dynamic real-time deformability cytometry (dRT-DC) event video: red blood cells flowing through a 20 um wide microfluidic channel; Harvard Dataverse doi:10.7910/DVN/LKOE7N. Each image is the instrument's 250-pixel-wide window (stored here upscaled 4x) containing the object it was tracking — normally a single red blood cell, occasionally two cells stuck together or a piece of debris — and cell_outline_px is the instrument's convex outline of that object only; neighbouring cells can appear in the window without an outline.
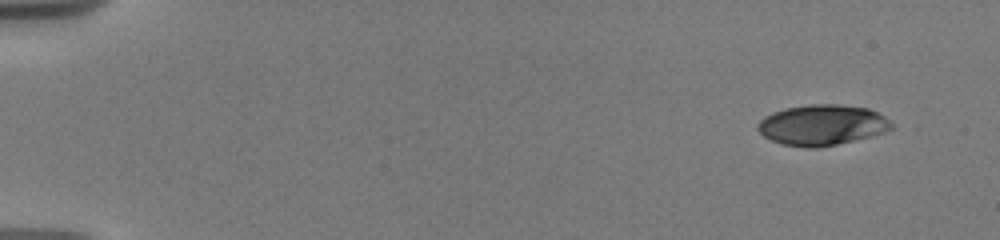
{"species": "human", "species_latin": "Homo sapiens", "temperature_condition": "warm", "stored_images_in_passage": 33, "camera_frame_rate_fps": 3000, "um_per_image_px": 0.085, "donor": {"sex": "male"}, "frame": {"image": 1, "passage_image": 1, "time_ms": 0.0, "image_size_px": [1000, 240], "cell_outline_px": [[892, 128], [884, 132], [836, 144], [816, 148], [804, 148], [784, 144], [772, 140], [764, 136], [756, 128], [756, 124], [764, 116], [772, 112], [788, 108], [808, 104], [840, 104], [868, 108], [884, 116], [892, 124]], "centroid_in_image_um": [69.84, 10.61], "position_along_channel_um": 15.2, "area_um2": 31.39}}
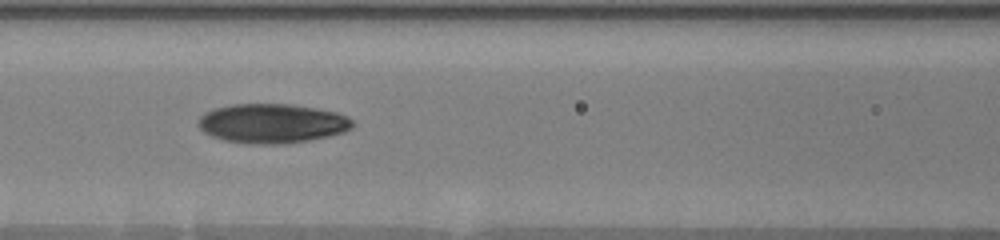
{"frame": {"image": 2, "passage_image": 26, "time_ms": 7.333, "image_size_px": [1000, 240], "cell_outline_px": [[356, 124], [352, 128], [344, 132], [328, 136], [308, 140], [280, 144], [248, 144], [224, 140], [212, 136], [204, 132], [196, 124], [196, 120], [204, 112], [212, 108], [232, 104], [292, 104], [316, 108], [336, 112], [348, 116]], "centroid_in_image_um": [23.1, 10.48], "position_along_channel_um": 143.5, "area_um2": 35.78}}
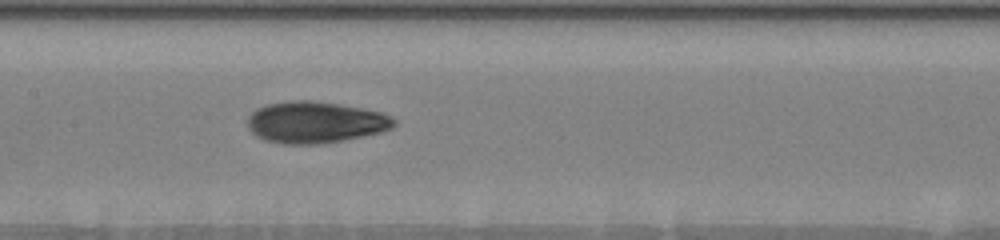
{"frame": {"image": 3, "passage_image": 32, "time_ms": 8.333, "image_size_px": [1000, 240], "cell_outline_px": [[396, 124], [392, 128], [380, 132], [344, 140], [320, 144], [284, 144], [264, 140], [256, 136], [248, 128], [248, 116], [256, 108], [268, 104], [292, 100], [312, 100], [340, 104], [380, 112], [392, 116], [396, 120]], "centroid_in_image_um": [26.79, 10.39], "position_along_channel_um": 180.6, "area_um2": 35.55}}